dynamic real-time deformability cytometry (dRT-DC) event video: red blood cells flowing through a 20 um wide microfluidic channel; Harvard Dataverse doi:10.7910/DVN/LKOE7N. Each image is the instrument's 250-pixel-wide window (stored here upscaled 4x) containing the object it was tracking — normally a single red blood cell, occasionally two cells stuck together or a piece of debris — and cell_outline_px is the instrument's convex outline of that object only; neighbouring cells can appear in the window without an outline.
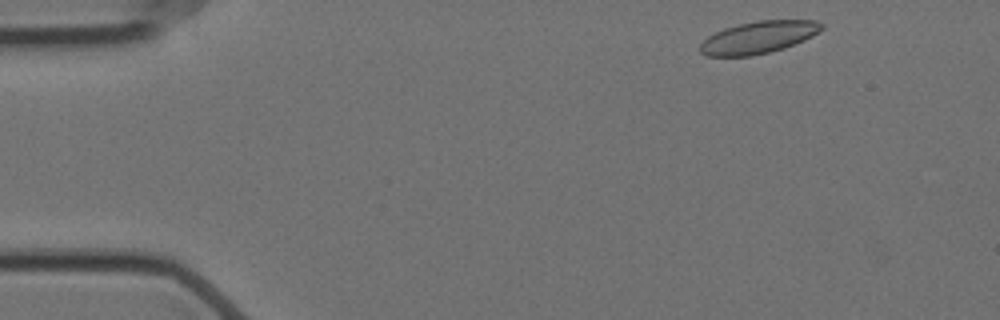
{"species": "Egyptian fruit bat (a non-hibernating species)", "species_latin": "Rousettus aegyptiacus", "temperature_condition": "cold", "stored_images_in_passage": 23, "camera_frame_rate_fps": 3000, "um_per_image_px": 0.085, "animal": {"sex": "female"}, "frame": {"image": 1, "passage_image": 1, "time_ms": 0.0, "image_size_px": [1000, 320], "cell_outline_px": [[824, 28], [812, 36], [804, 40], [784, 48], [752, 56], [708, 56], [700, 52], [700, 44], [708, 36], [724, 28], [740, 24], [760, 20], [816, 20], [824, 24]], "centroid_in_image_um": [64.49, 3.17], "position_along_channel_um": 20.5, "area_um2": 22.72}}
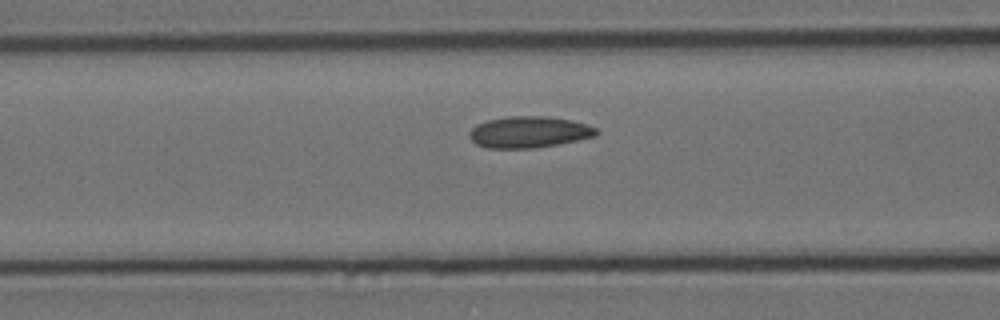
{"frame": {"image": 2, "passage_image": 17, "time_ms": 5.333, "image_size_px": [1000, 320], "cell_outline_px": [[600, 132], [596, 136], [536, 148], [488, 148], [476, 144], [468, 136], [468, 132], [476, 124], [488, 120], [508, 116], [548, 116], [568, 120], [584, 124], [596, 128]], "centroid_in_image_um": [44.92, 11.22], "position_along_channel_um": 121.7, "area_um2": 23.12}}
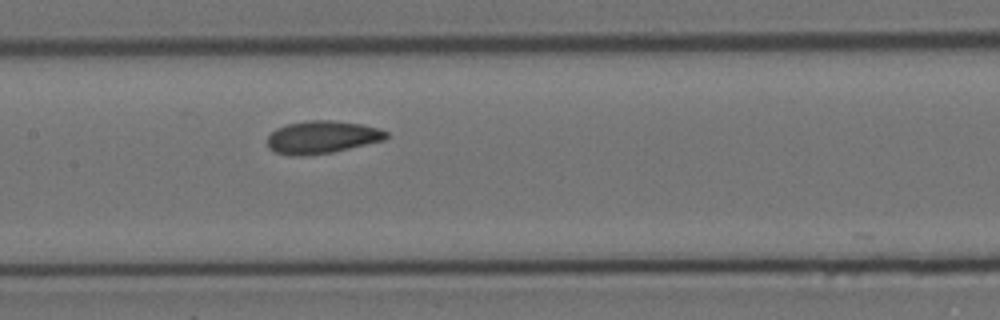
{"frame": {"image": 3, "passage_image": 22, "time_ms": 7.0, "image_size_px": [1000, 320], "cell_outline_px": [[388, 136], [384, 140], [332, 152], [308, 156], [288, 156], [276, 152], [268, 148], [268, 136], [276, 128], [288, 124], [308, 120], [332, 120], [360, 124], [376, 128], [388, 132]], "centroid_in_image_um": [27.34, 11.67], "position_along_channel_um": 180.1, "area_um2": 22.6}}